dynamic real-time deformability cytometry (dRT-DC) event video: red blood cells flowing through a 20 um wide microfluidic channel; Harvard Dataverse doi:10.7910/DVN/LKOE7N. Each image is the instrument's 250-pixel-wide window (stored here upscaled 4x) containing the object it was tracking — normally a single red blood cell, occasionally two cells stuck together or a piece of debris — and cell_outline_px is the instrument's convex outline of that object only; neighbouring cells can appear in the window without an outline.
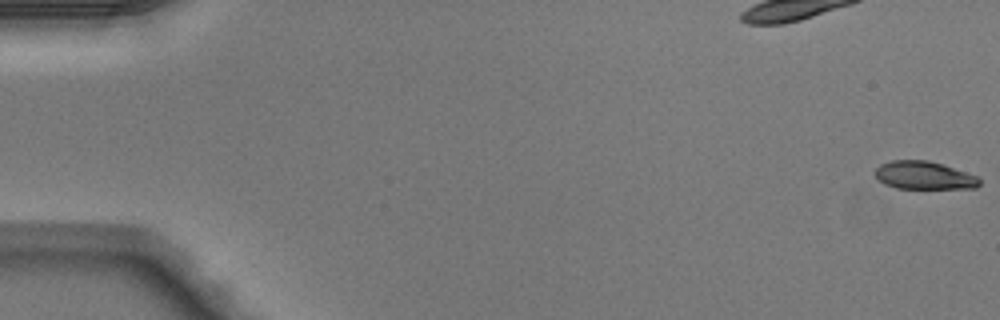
{"species": "Egyptian fruit bat (a non-hibernating species)", "species_latin": "Rousettus aegyptiacus", "temperature_condition": "warm", "stored_images_in_passage": 50, "camera_frame_rate_fps": 3000, "um_per_image_px": 0.085, "animal": {"sex": "male"}, "frame": {"image": 1, "passage_image": 1, "time_ms": 0.0, "image_size_px": [1000, 320], "cell_outline_px": [[980, 184], [976, 188], [896, 188], [884, 184], [872, 172], [880, 164], [892, 160], [928, 160], [944, 164], [976, 176], [980, 180]], "centroid_in_image_um": [78.52, 14.9], "position_along_channel_um": 6.5, "area_um2": 17.05}}
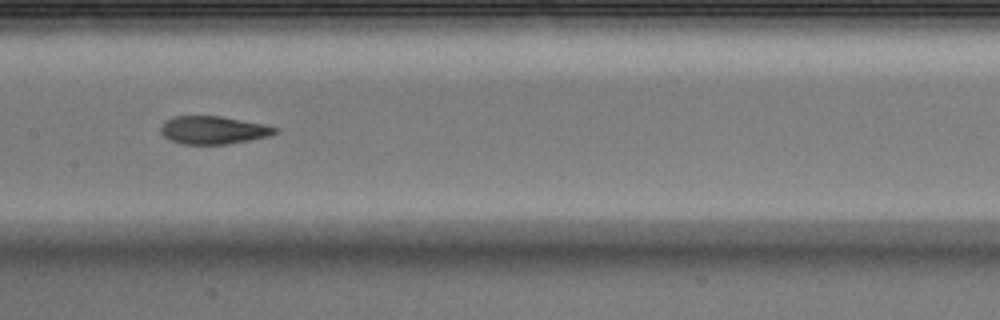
{"frame": {"image": 2, "passage_image": 26, "time_ms": 8.333, "image_size_px": [1000, 320], "cell_outline_px": [[280, 128], [276, 132], [268, 136], [228, 144], [180, 144], [168, 140], [160, 132], [160, 128], [164, 120], [172, 116], [220, 116], [264, 124]], "centroid_in_image_um": [18.08, 11.05], "position_along_channel_um": 189.3, "area_um2": 18.73}}
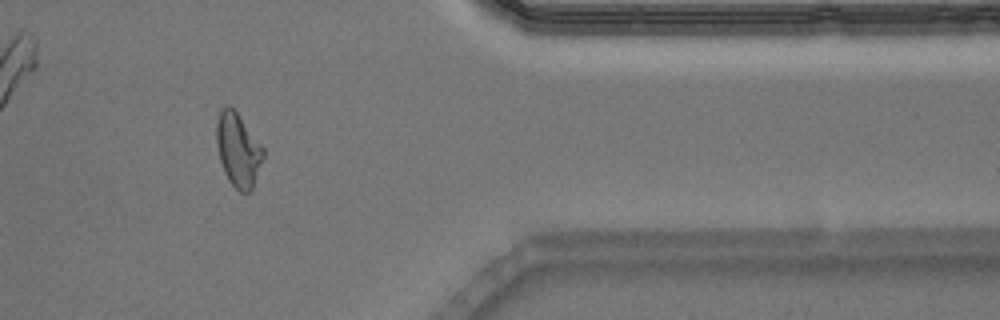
{"frame": {"image": 3, "passage_image": 42, "time_ms": 13.667, "image_size_px": [1000, 320], "cell_outline_px": [[264, 156], [252, 188], [248, 192], [240, 192], [228, 180], [224, 172], [220, 160], [216, 144], [216, 124], [220, 108], [228, 104], [236, 112], [264, 148]], "centroid_in_image_um": [20.22, 12.72], "position_along_channel_um": 391.2, "area_um2": 19.88}, "authors_computed_cell_mechanics": {"area_um2": 19.1896, "velocity_mm_per_s": 4.1366, "shape_relaxation_time_tau1_ms": 7.9135, "shape_relaxation_time_tau2_ms": 1.9774, "deformation_change_tau1": 0.2414, "deformation_change_tau2": 0.095}}